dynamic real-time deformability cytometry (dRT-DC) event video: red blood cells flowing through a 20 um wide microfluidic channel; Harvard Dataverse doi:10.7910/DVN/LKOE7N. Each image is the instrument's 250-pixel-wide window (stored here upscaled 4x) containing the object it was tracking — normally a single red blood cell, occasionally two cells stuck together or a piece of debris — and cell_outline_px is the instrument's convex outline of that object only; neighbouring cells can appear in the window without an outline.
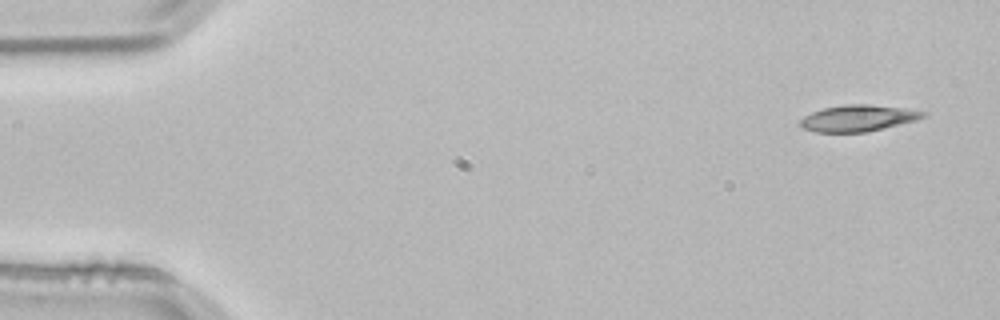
{"species": "common noctule bat (a hibernating species)", "species_latin": "Nyctalus noctula", "temperature_condition": "room temperature", "stored_images_in_passage": 4, "camera_frame_rate_fps": 3000, "um_per_image_px": 0.085, "animal": {"sex": "male", "body_mass_g": 21.5, "forearm_length_mm": 52.0}, "frame": {"image": 1, "passage_image": 1, "time_ms": 0.0, "image_size_px": [1000, 320], "cell_outline_px": [[928, 116], [916, 120], [868, 132], [816, 132], [804, 128], [800, 124], [800, 120], [804, 116], [812, 112], [824, 108], [848, 104], [868, 104], [904, 108], [928, 112]], "centroid_in_image_um": [72.98, 10.04], "position_along_channel_um": 12.0, "area_um2": 18.84}}